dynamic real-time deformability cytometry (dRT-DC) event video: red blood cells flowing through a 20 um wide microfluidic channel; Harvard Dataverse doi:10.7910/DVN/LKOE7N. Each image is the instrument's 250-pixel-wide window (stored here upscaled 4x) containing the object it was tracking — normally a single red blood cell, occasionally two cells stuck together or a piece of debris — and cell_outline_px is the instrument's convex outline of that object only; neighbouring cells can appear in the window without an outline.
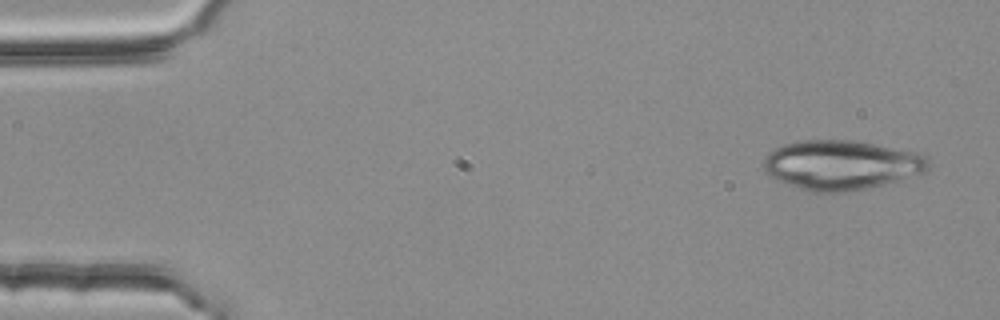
{"species": "common noctule bat (a hibernating species)", "species_latin": "Nyctalus noctula", "temperature_condition": "room temperature", "stored_images_in_passage": 4, "camera_frame_rate_fps": 3000, "um_per_image_px": 0.085, "animal": {"sex": "female", "body_mass_g": 25.1}, "frame": {"image": 1, "passage_image": 4, "time_ms": 1.0, "image_size_px": [1000, 320], "cell_outline_px": [[928, 168], [924, 172], [900, 180], [868, 188], [844, 192], [816, 192], [800, 188], [780, 180], [772, 176], [764, 168], [764, 156], [768, 152], [784, 144], [800, 140], [852, 140], [876, 144], [916, 152], [928, 156]], "centroid_in_image_um": [71.54, 14.01], "position_along_channel_um": 13.5, "area_um2": 47.22}}